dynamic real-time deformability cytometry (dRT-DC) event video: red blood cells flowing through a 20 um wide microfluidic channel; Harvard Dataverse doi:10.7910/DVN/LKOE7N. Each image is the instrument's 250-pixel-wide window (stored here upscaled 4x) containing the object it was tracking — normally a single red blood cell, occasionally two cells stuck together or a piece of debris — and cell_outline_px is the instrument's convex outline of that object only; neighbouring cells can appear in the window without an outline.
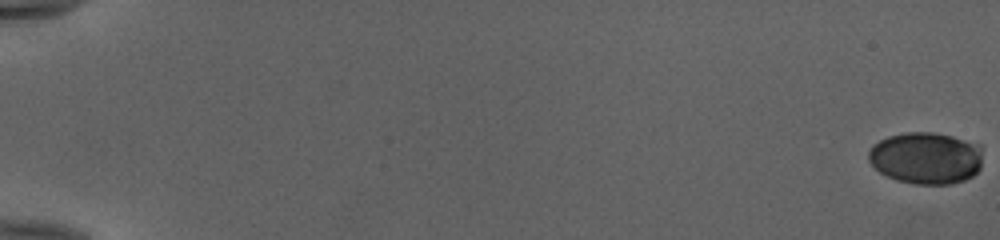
{"species": "human", "species_latin": "Homo sapiens", "temperature_condition": "cold", "stored_images_in_passage": 55, "camera_frame_rate_fps": 3000, "um_per_image_px": 0.085, "donor": {"sex": "female"}, "frame": {"image": 1, "passage_image": 1, "time_ms": 0.0, "image_size_px": [1000, 240], "cell_outline_px": [[980, 168], [972, 176], [964, 180], [952, 184], [912, 184], [896, 180], [880, 172], [868, 160], [868, 152], [872, 144], [888, 136], [904, 132], [932, 132], [952, 136], [980, 144]], "centroid_in_image_um": [78.68, 13.43], "position_along_channel_um": 6.3, "area_um2": 34.62}}
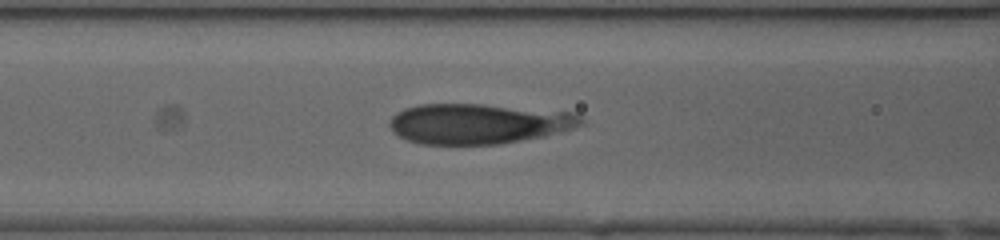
{"frame": {"image": 2, "passage_image": 26, "time_ms": 8.333, "image_size_px": [1000, 240], "cell_outline_px": [[584, 124], [560, 132], [544, 136], [500, 144], [420, 144], [408, 140], [392, 132], [388, 124], [392, 116], [396, 112], [404, 108], [420, 104], [480, 104], [576, 112], [584, 120]], "centroid_in_image_um": [40.66, 10.51], "position_along_channel_um": 125.9, "area_um2": 45.08}}
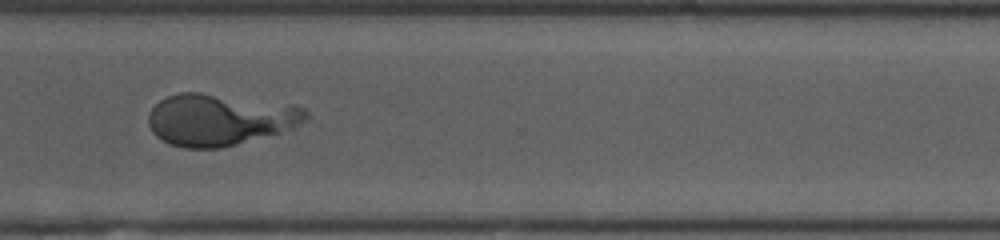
{"frame": {"image": 3, "passage_image": 43, "time_ms": 14.0, "image_size_px": [1000, 240], "cell_outline_px": [[308, 120], [292, 128], [280, 132], [236, 144], [220, 148], [184, 148], [168, 144], [156, 136], [152, 132], [148, 124], [148, 112], [160, 100], [168, 96], [180, 92], [200, 92], [292, 104], [304, 108], [308, 112]], "centroid_in_image_um": [18.66, 10.16], "position_along_channel_um": 351.9, "area_um2": 47.63}}